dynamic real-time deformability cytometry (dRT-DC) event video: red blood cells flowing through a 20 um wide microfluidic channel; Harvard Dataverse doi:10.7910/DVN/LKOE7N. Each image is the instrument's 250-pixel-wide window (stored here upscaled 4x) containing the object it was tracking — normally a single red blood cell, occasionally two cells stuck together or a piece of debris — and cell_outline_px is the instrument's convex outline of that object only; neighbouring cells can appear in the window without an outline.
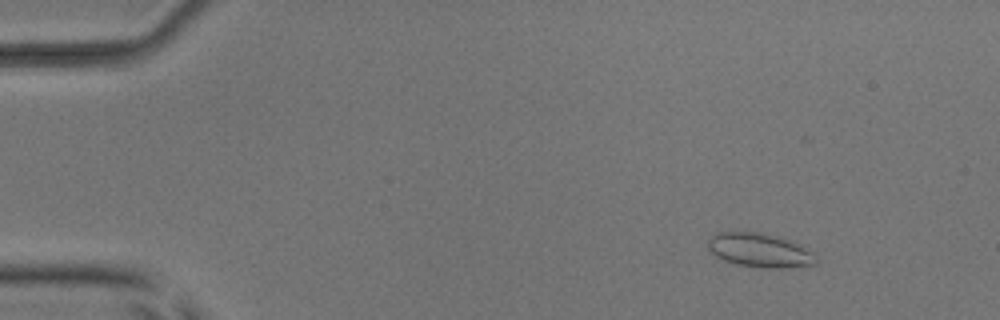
{"species": "common noctule bat (a hibernating species)", "species_latin": "Nyctalus noctula", "temperature_condition": "room temperature", "stored_images_in_passage": 5, "camera_frame_rate_fps": 3000, "um_per_image_px": 0.085, "animal": {"sex": "male", "body_mass_g": 17.9, "forearm_length_mm": 54.2}, "frame": {"image": 1, "passage_image": 2, "time_ms": 1.333, "image_size_px": [1000, 320], "cell_outline_px": [[816, 264], [788, 268], [760, 268], [736, 264], [724, 260], [716, 256], [708, 248], [708, 240], [716, 232], [764, 232], [792, 240], [816, 252]], "centroid_in_image_um": [64.63, 21.27], "position_along_channel_um": 20.4, "area_um2": 21.85}}